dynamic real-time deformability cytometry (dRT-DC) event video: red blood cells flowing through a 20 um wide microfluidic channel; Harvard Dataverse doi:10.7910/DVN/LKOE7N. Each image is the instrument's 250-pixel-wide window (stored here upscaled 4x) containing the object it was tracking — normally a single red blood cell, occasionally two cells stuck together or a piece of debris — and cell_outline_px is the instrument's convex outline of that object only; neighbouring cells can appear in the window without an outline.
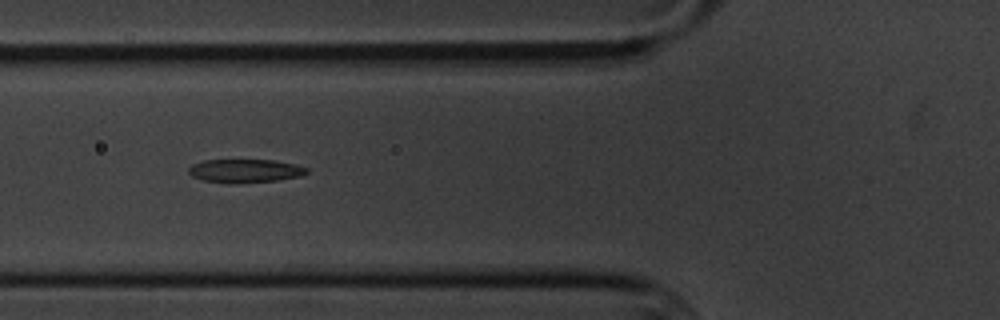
{"species": "common noctule bat (a hibernating species)", "species_latin": "Nyctalus noctula", "temperature_condition": "cold", "stored_images_in_passage": 7, "camera_frame_rate_fps": 3000, "um_per_image_px": 0.085, "animal": {"sex": "male", "body_mass_g": 20.1, "forearm_length_mm": 53.5}, "frame": {"image": 1, "passage_image": 6, "time_ms": 6.0, "image_size_px": [1000, 320], "cell_outline_px": [[308, 172], [300, 176], [276, 180], [236, 184], [204, 180], [192, 176], [188, 172], [188, 168], [192, 164], [204, 160], [272, 160], [296, 164], [308, 168]], "centroid_in_image_um": [20.82, 14.52], "position_along_channel_um": 105.0, "area_um2": 16.13}}
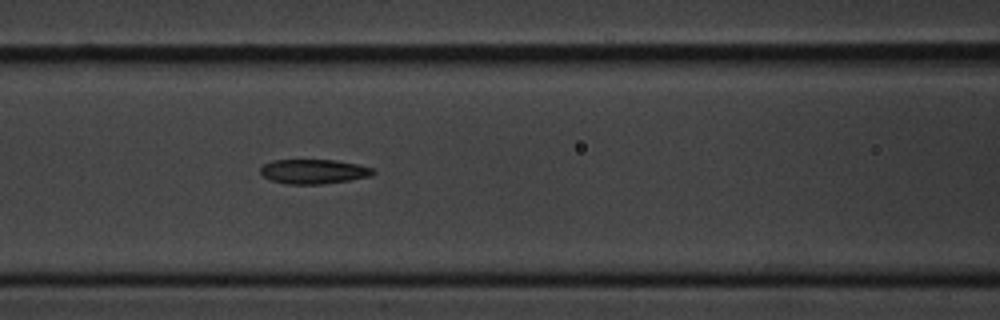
{"frame": {"image": 2, "passage_image": 7, "time_ms": 7.0, "image_size_px": [1000, 320], "cell_outline_px": [[376, 172], [372, 176], [348, 180], [320, 184], [284, 184], [272, 180], [264, 176], [260, 172], [260, 168], [264, 164], [272, 160], [336, 160], [356, 164], [372, 168]], "centroid_in_image_um": [26.65, 14.57], "position_along_channel_um": 139.9, "area_um2": 16.01}}